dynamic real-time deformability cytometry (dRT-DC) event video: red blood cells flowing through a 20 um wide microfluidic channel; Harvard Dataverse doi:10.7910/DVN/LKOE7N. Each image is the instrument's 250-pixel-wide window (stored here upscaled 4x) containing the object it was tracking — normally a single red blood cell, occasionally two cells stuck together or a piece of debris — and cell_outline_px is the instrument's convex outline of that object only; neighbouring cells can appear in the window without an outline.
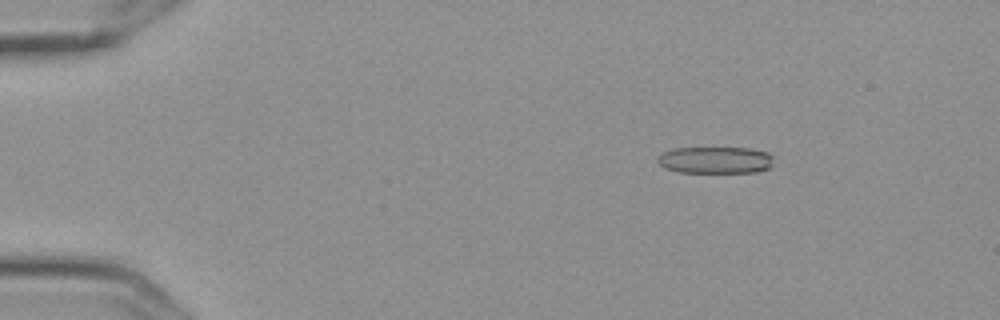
{"species": "Egyptian fruit bat (a non-hibernating species)", "species_latin": "Rousettus aegyptiacus", "temperature_condition": "cold", "stored_images_in_passage": 9, "camera_frame_rate_fps": 3000, "um_per_image_px": 0.085, "frame": {"image": 1, "passage_image": 3, "time_ms": 0.667, "image_size_px": [1000, 320], "cell_outline_px": [[772, 164], [768, 168], [756, 172], [680, 172], [664, 168], [656, 160], [660, 152], [672, 148], [748, 148], [768, 152], [772, 156]], "centroid_in_image_um": [60.76, 13.59], "position_along_channel_um": 24.2, "area_um2": 18.21}}
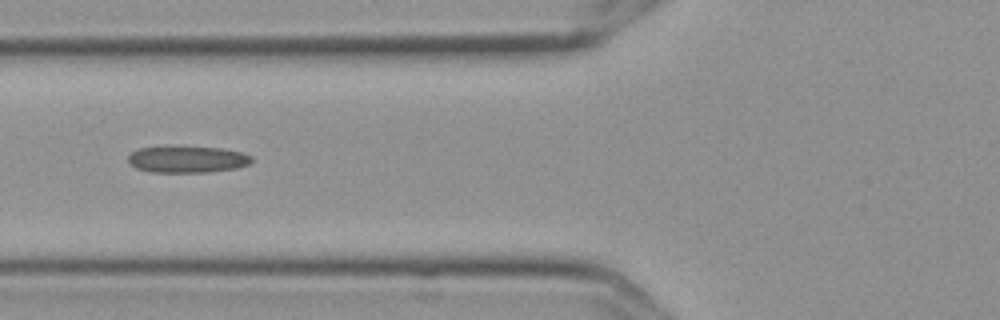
{"frame": {"image": 2, "passage_image": 7, "time_ms": 2.0, "image_size_px": [1000, 320], "cell_outline_px": [[252, 160], [248, 164], [236, 168], [208, 172], [152, 172], [136, 168], [128, 164], [128, 156], [132, 152], [140, 148], [164, 144], [220, 148], [240, 152], [252, 156]], "centroid_in_image_um": [15.84, 13.51], "position_along_channel_um": 110.0, "area_um2": 19.77}}
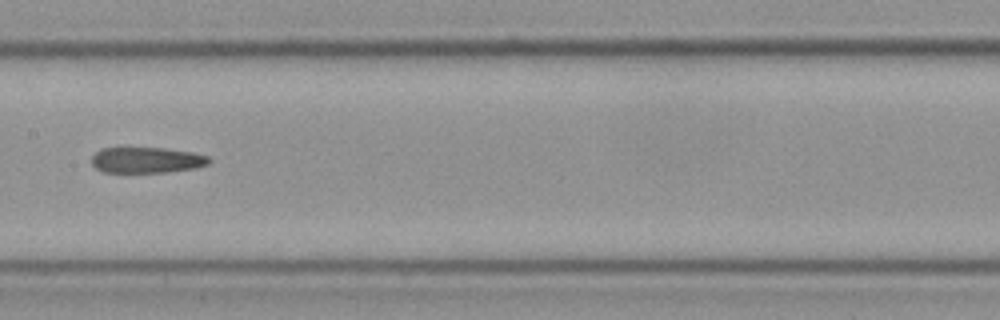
{"frame": {"image": 3, "passage_image": 9, "time_ms": 2.667, "image_size_px": [1000, 320], "cell_outline_px": [[212, 160], [208, 164], [196, 168], [164, 172], [104, 172], [96, 168], [92, 164], [92, 156], [100, 148], [164, 148], [192, 152], [208, 156]], "centroid_in_image_um": [12.48, 13.6], "position_along_channel_um": 194.9, "area_um2": 17.63}}